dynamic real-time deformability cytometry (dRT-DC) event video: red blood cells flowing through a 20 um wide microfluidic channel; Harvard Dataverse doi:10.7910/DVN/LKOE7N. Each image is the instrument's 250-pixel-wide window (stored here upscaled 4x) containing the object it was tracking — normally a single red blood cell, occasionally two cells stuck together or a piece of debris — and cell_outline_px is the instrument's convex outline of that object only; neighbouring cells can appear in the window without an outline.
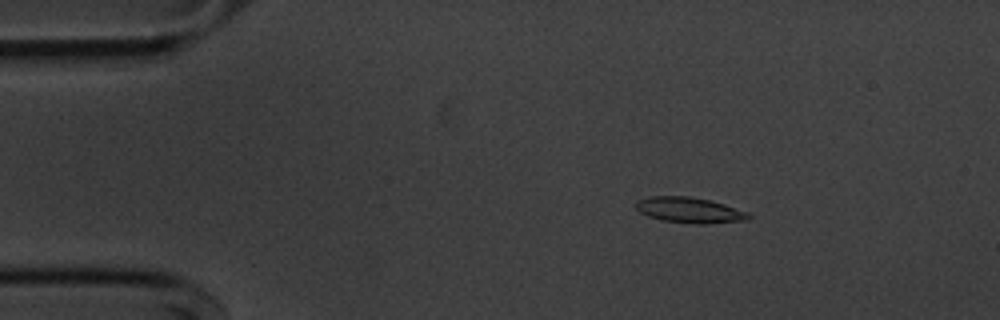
{"species": "common noctule bat (a hibernating species)", "species_latin": "Nyctalus noctula", "temperature_condition": "cold", "stored_images_in_passage": 55, "camera_frame_rate_fps": 3000, "um_per_image_px": 0.085, "animal": {"sex": "male", "body_mass_g": 20.1, "forearm_length_mm": 53.5}, "frame": {"image": 1, "passage_image": 9, "time_ms": 2.667, "image_size_px": [1000, 320], "cell_outline_px": [[752, 216], [748, 220], [704, 224], [692, 224], [664, 220], [648, 216], [640, 212], [636, 208], [636, 200], [652, 196], [688, 196], [708, 200], [724, 204], [748, 212]], "centroid_in_image_um": [58.62, 17.86], "position_along_channel_um": 26.4, "area_um2": 16.76}}
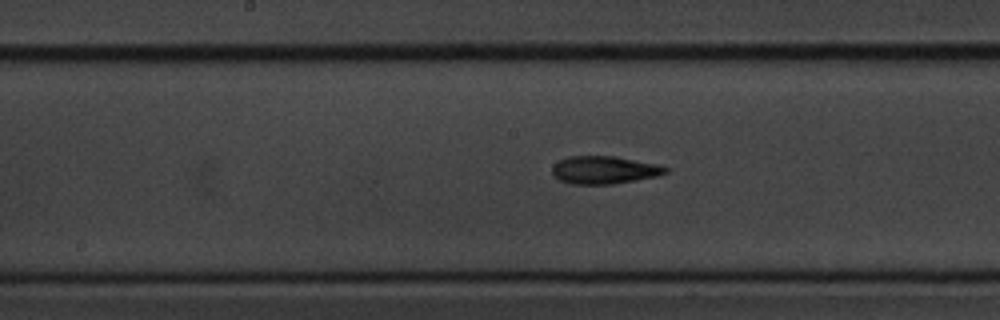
{"frame": {"image": 2, "passage_image": 28, "time_ms": 9.0, "image_size_px": [1000, 320], "cell_outline_px": [[672, 168], [668, 172], [656, 176], [636, 180], [612, 184], [572, 184], [560, 180], [552, 172], [552, 164], [568, 156], [616, 156], [656, 164]], "centroid_in_image_um": [51.37, 14.44], "position_along_channel_um": 196.8, "area_um2": 18.38}}
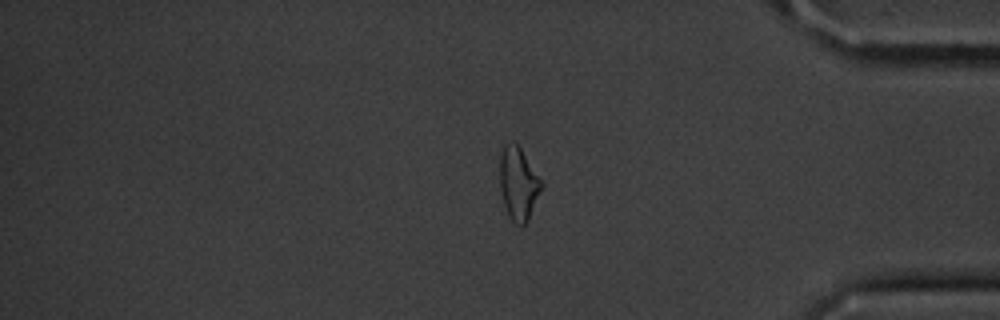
{"frame": {"image": 3, "passage_image": 46, "time_ms": 15.0, "image_size_px": [1000, 320], "cell_outline_px": [[544, 184], [528, 220], [524, 224], [516, 224], [508, 216], [500, 192], [500, 152], [504, 144], [512, 140], [520, 148]], "centroid_in_image_um": [44.05, 15.59], "position_along_channel_um": 391.2, "area_um2": 17.63}, "authors_computed_cell_mechanics": {"area_um2": 18.0336, "velocity_mm_per_s": 3.6441, "shape_relaxation_time_tau1_ms": 7.4905, "shape_relaxation_time_tau2_ms": 4.4292, "deformation_change_tau1": 0.1752, "deformation_change_tau2": 0.1511}}